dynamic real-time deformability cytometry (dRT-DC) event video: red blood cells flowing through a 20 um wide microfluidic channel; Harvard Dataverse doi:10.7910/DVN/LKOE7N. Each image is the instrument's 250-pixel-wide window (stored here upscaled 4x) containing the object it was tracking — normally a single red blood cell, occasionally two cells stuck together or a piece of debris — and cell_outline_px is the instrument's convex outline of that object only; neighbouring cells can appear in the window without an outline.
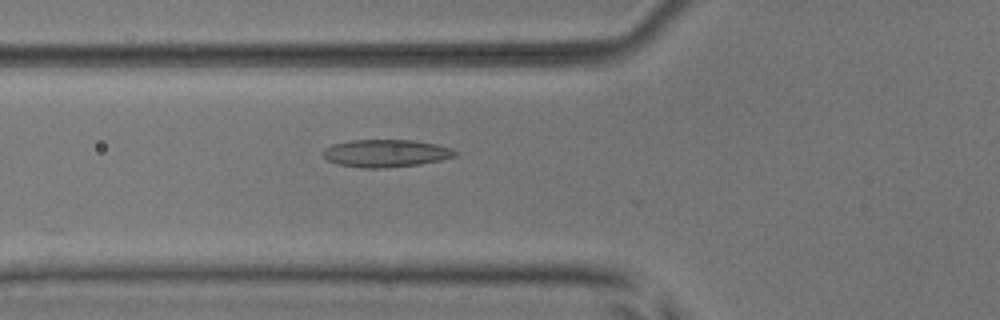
{"species": "common noctule bat (a hibernating species)", "species_latin": "Nyctalus noctula", "temperature_condition": "room temperature", "stored_images_in_passage": 27, "camera_frame_rate_fps": 3000, "um_per_image_px": 0.085, "animal": {"sex": "male", "body_mass_g": 17.9, "forearm_length_mm": 54.2}, "frame": {"image": 1, "passage_image": 9, "time_ms": 2.667, "image_size_px": [1000, 320], "cell_outline_px": [[460, 152], [456, 156], [440, 160], [420, 164], [388, 168], [360, 168], [336, 164], [328, 160], [320, 152], [324, 148], [332, 144], [352, 140], [412, 140], [436, 144], [452, 148]], "centroid_in_image_um": [32.79, 13.03], "position_along_channel_um": 93.0, "area_um2": 21.5}}
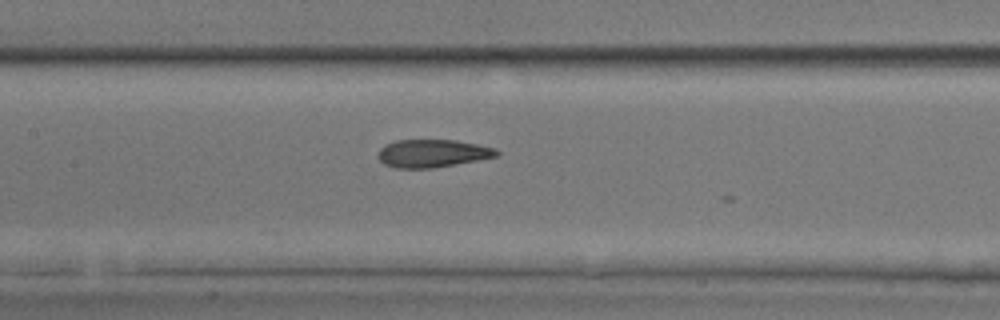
{"frame": {"image": 2, "passage_image": 15, "time_ms": 4.667, "image_size_px": [1000, 320], "cell_outline_px": [[500, 156], [456, 164], [432, 168], [396, 168], [384, 164], [376, 156], [380, 148], [384, 144], [396, 140], [456, 140], [496, 148], [500, 152]], "centroid_in_image_um": [36.76, 13.03], "position_along_channel_um": 170.6, "area_um2": 19.42}}
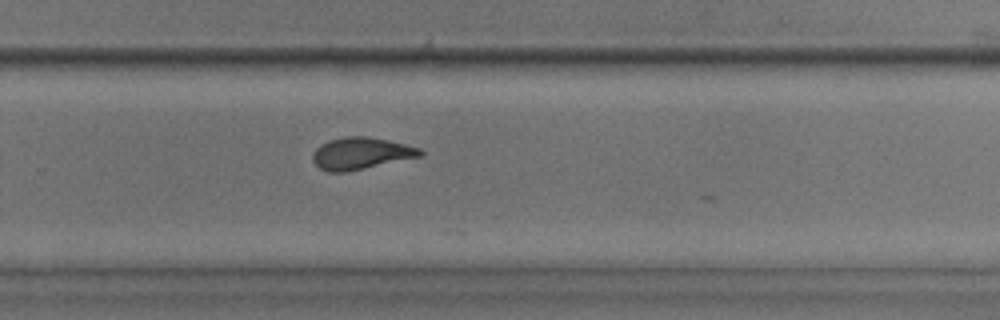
{"frame": {"image": 3, "passage_image": 25, "time_ms": 8.0, "image_size_px": [1000, 320], "cell_outline_px": [[424, 152], [420, 156], [348, 172], [328, 172], [320, 168], [312, 160], [312, 156], [316, 148], [320, 144], [328, 140], [344, 136], [368, 136], [388, 140], [420, 148]], "centroid_in_image_um": [30.65, 13.03], "position_along_channel_um": 299.2, "area_um2": 20.0}}